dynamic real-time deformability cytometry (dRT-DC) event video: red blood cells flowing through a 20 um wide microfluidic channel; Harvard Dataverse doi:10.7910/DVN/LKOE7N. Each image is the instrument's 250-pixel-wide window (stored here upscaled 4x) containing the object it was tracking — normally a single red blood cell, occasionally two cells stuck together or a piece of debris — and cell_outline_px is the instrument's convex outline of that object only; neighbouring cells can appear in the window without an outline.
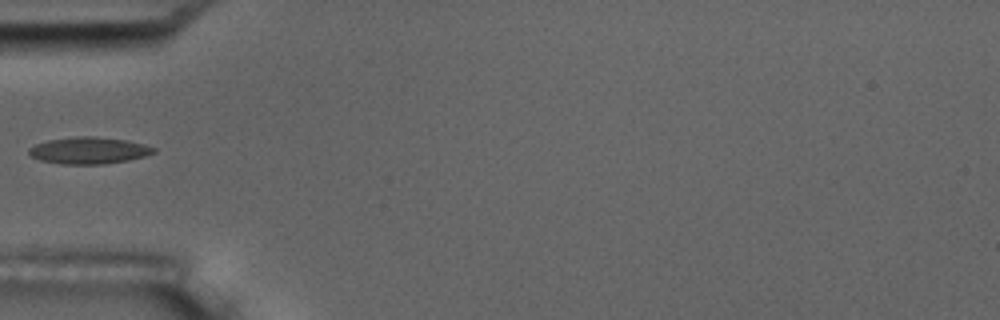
{"species": "common noctule bat (a hibernating species)", "species_latin": "Nyctalus noctula", "temperature_condition": "room temperature", "stored_images_in_passage": 6, "camera_frame_rate_fps": 3000, "um_per_image_px": 0.085, "animal": {"sex": "male", "body_mass_g": 17.5, "forearm_length_mm": 52.3}, "frame": {"image": 1, "passage_image": 5, "time_ms": 4.667, "image_size_px": [1000, 320], "cell_outline_px": [[156, 152], [144, 156], [128, 160], [104, 164], [60, 164], [40, 160], [32, 156], [28, 152], [28, 148], [36, 144], [48, 140], [76, 136], [92, 136], [124, 140], [144, 144], [156, 148]], "centroid_in_image_um": [7.54, 12.79], "position_along_channel_um": 77.5, "area_um2": 19.36}}